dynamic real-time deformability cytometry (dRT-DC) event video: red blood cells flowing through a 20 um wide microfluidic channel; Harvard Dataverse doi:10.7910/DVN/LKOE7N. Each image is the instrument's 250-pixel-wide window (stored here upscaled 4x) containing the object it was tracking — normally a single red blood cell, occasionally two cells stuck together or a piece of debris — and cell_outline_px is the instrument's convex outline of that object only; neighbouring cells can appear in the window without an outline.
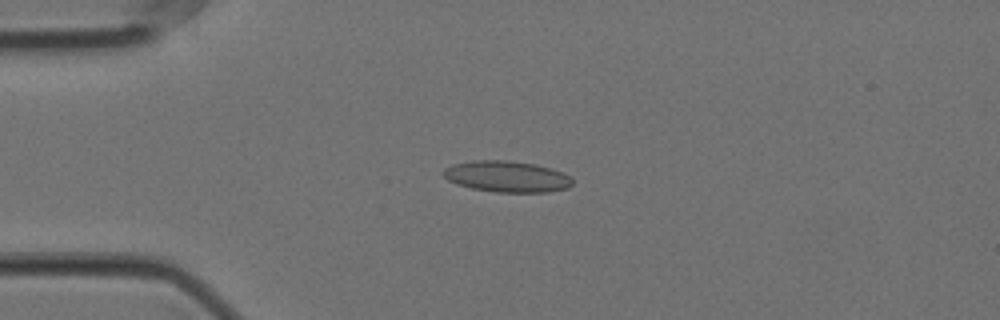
{"species": "Egyptian fruit bat (a non-hibernating species)", "species_latin": "Rousettus aegyptiacus", "temperature_condition": "cold", "stored_images_in_passage": 57, "camera_frame_rate_fps": 3000, "um_per_image_px": 0.085, "animal": {"sex": "female"}, "frame": {"image": 1, "passage_image": 14, "time_ms": 4.333, "image_size_px": [1000, 320], "cell_outline_px": [[572, 184], [568, 188], [548, 192], [496, 192], [472, 188], [456, 184], [448, 180], [440, 172], [444, 168], [452, 164], [472, 160], [508, 160], [536, 164], [564, 172], [572, 180]], "centroid_in_image_um": [43.05, 15.0], "position_along_channel_um": 41.9, "area_um2": 23.64}}
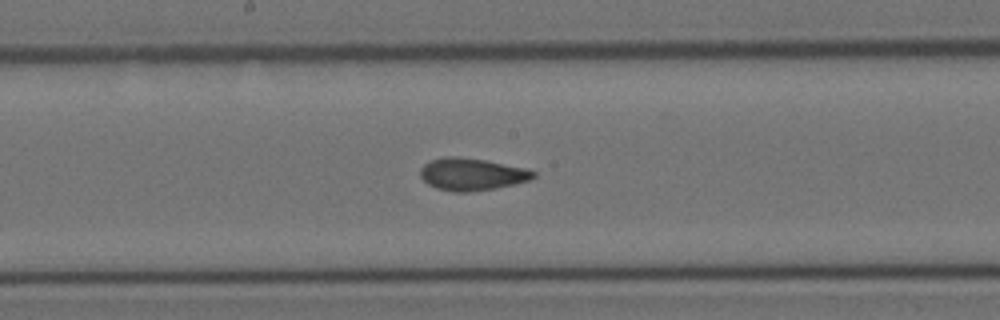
{"frame": {"image": 2, "passage_image": 30, "time_ms": 9.667, "image_size_px": [1000, 320], "cell_outline_px": [[536, 176], [528, 180], [496, 188], [468, 192], [452, 192], [436, 188], [428, 184], [420, 176], [420, 168], [424, 164], [432, 160], [444, 156], [456, 156], [484, 160], [524, 168], [536, 172]], "centroid_in_image_um": [40.06, 14.81], "position_along_channel_um": 208.1, "area_um2": 21.1}}
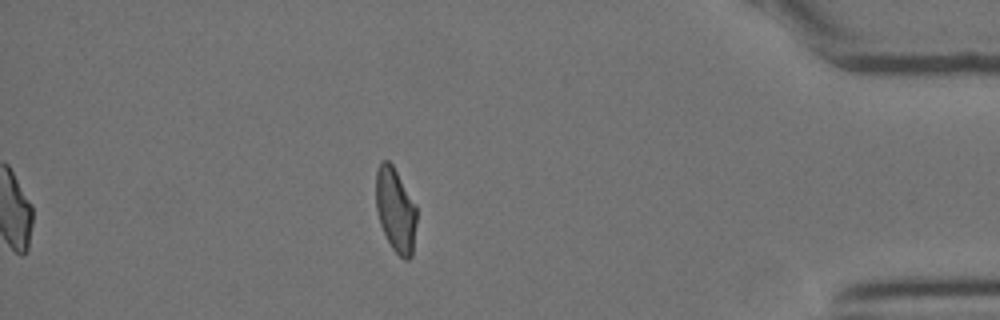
{"frame": {"image": 3, "passage_image": 50, "time_ms": 16.333, "image_size_px": [1000, 320], "cell_outline_px": [[416, 224], [412, 256], [408, 260], [404, 260], [392, 248], [380, 224], [376, 208], [376, 168], [380, 160], [388, 160], [392, 164], [416, 204]], "centroid_in_image_um": [33.62, 17.82], "position_along_channel_um": 401.6, "area_um2": 20.06}, "authors_computed_cell_mechanics": {"area_um2": 21.1548, "velocity_mm_per_s": 3.5298, "shape_relaxation_time_tau1_ms": null, "shape_relaxation_time_tau2_ms": 1.8715, "deformation_change_tau1": null, "deformation_change_tau2": 0.0821}}